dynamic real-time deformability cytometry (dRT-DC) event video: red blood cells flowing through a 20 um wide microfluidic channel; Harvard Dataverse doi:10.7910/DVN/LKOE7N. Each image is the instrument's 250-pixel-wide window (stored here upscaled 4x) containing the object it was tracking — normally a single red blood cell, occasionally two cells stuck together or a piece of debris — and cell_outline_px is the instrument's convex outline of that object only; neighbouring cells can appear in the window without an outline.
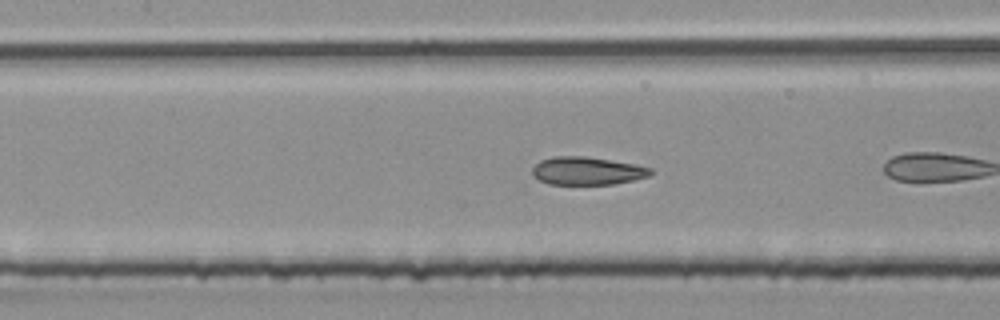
{"species": "common noctule bat (a hibernating species)", "species_latin": "Nyctalus noctula", "temperature_condition": "room temperature", "stored_images_in_passage": 23, "camera_frame_rate_fps": 3000, "um_per_image_px": 0.085, "animal": {"sex": "male", "body_mass_g": 20.4}, "frame": {"image": 1, "passage_image": 7, "time_ms": 2.0, "image_size_px": [1000, 320], "cell_outline_px": [[656, 172], [648, 176], [632, 180], [612, 184], [548, 184], [532, 176], [532, 168], [540, 160], [552, 156], [584, 156], [636, 164], [652, 168]], "centroid_in_image_um": [49.91, 14.52], "position_along_channel_um": 157.5, "area_um2": 19.36}}